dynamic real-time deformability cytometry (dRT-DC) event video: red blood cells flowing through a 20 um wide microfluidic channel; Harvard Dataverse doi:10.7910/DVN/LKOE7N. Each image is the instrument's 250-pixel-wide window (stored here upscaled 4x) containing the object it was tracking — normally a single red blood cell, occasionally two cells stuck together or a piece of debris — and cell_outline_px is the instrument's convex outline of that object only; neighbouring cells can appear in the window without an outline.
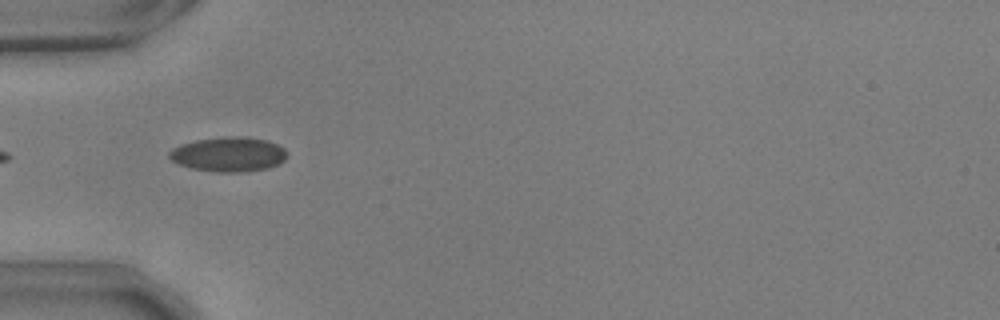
{"species": "common noctule bat (a hibernating species)", "species_latin": "Nyctalus noctula", "temperature_condition": "warm", "stored_images_in_passage": 14, "camera_frame_rate_fps": 3000, "um_per_image_px": 0.085, "animal": {"sex": "male", "body_mass_g": 17.9, "forearm_length_mm": 54.2}, "frame": {"image": 1, "passage_image": 1, "time_ms": 0.0, "image_size_px": [1000, 320], "cell_outline_px": [[288, 156], [284, 160], [268, 168], [248, 172], [216, 172], [192, 168], [180, 164], [172, 160], [168, 156], [168, 152], [172, 148], [180, 144], [196, 140], [224, 136], [240, 136], [268, 140], [284, 148]], "centroid_in_image_um": [19.43, 13.11], "position_along_channel_um": 65.6, "area_um2": 23.87}}